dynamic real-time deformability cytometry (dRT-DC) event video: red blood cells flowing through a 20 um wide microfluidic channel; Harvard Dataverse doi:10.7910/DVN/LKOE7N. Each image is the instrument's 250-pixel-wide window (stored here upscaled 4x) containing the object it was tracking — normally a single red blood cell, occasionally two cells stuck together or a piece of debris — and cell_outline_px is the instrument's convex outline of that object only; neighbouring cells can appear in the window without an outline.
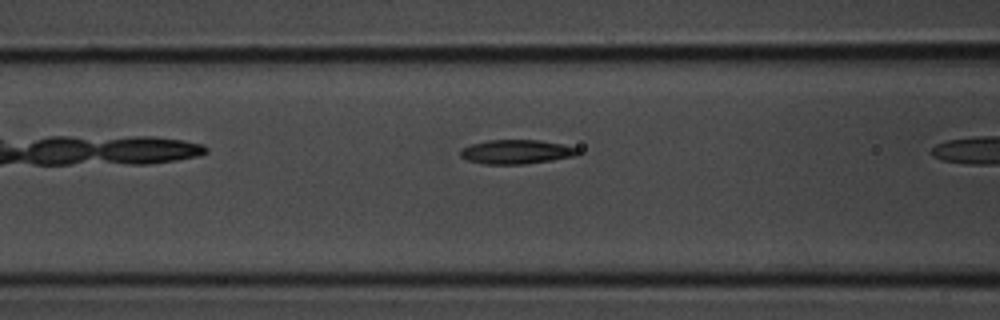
{"species": "common noctule bat (a hibernating species)", "species_latin": "Nyctalus noctula", "temperature_condition": "room temperature", "stored_images_in_passage": 6, "camera_frame_rate_fps": 3000, "um_per_image_px": 0.085, "animal": {"sex": "male", "body_mass_g": 20.1, "forearm_length_mm": 53.5}, "frame": {"image": 1, "passage_image": 5, "time_ms": 1.333, "image_size_px": [1000, 320], "cell_outline_px": [[580, 152], [576, 156], [552, 160], [524, 164], [484, 164], [468, 160], [460, 156], [460, 148], [472, 144], [488, 140], [540, 140], [580, 148]], "centroid_in_image_um": [43.9, 12.9], "position_along_channel_um": 122.7, "area_um2": 16.59}}